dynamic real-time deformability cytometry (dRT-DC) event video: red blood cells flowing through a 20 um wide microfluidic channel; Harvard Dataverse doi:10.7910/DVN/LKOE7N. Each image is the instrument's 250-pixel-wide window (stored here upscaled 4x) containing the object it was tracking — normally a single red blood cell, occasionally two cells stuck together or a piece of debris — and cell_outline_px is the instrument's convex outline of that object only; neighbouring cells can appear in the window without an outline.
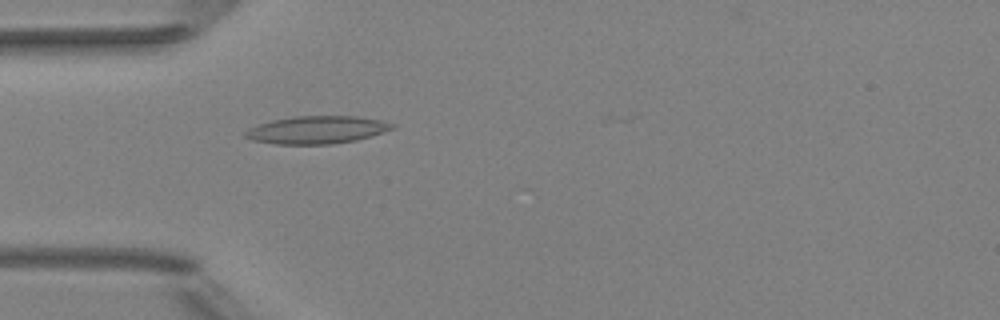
{"species": "Egyptian fruit bat (a non-hibernating species)", "species_latin": "Rousettus aegyptiacus", "temperature_condition": "room temperature", "stored_images_in_passage": 5, "camera_frame_rate_fps": 3000, "um_per_image_px": 0.085, "animal": {"sex": "female"}, "frame": {"image": 1, "passage_image": 1, "time_ms": 0.0, "image_size_px": [1000, 320], "cell_outline_px": [[396, 128], [372, 136], [356, 140], [332, 144], [276, 144], [252, 140], [244, 136], [244, 132], [248, 128], [272, 120], [296, 116], [360, 116], [380, 120], [396, 124]], "centroid_in_image_um": [26.97, 11.03], "position_along_channel_um": 58.0, "area_um2": 23.81}}
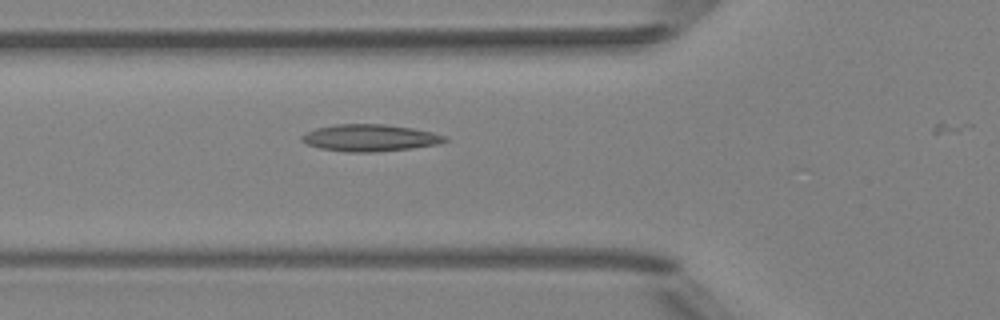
{"frame": {"image": 2, "passage_image": 4, "time_ms": 1.0, "image_size_px": [1000, 320], "cell_outline_px": [[448, 140], [440, 144], [412, 148], [372, 152], [348, 152], [320, 148], [308, 144], [300, 140], [300, 136], [304, 132], [316, 128], [336, 124], [384, 124], [412, 128], [432, 132], [448, 136]], "centroid_in_image_um": [31.45, 11.71], "position_along_channel_um": 94.4, "area_um2": 22.54}}